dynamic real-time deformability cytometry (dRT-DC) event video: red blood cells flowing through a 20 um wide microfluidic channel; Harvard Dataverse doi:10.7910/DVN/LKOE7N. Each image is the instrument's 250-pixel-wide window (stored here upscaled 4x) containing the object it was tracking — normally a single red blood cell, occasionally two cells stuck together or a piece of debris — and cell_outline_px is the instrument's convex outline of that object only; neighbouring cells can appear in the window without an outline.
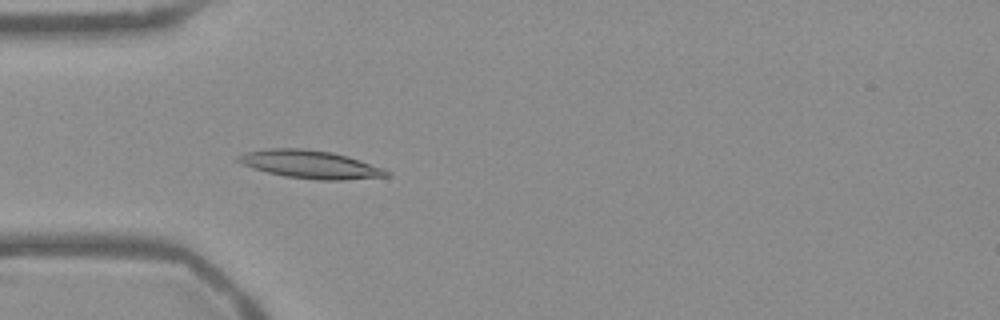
{"species": "Egyptian fruit bat (a non-hibernating species)", "species_latin": "Rousettus aegyptiacus", "temperature_condition": "warm", "stored_images_in_passage": 53, "camera_frame_rate_fps": 3000, "um_per_image_px": 0.085, "frame": {"image": 1, "passage_image": 15, "time_ms": 4.667, "image_size_px": [1000, 320], "cell_outline_px": [[392, 176], [344, 180], [316, 180], [284, 176], [252, 168], [236, 160], [236, 156], [248, 152], [268, 148], [304, 148], [332, 152], [348, 156], [384, 168], [392, 172]], "centroid_in_image_um": [26.43, 13.98], "position_along_channel_um": 58.6, "area_um2": 24.39}}
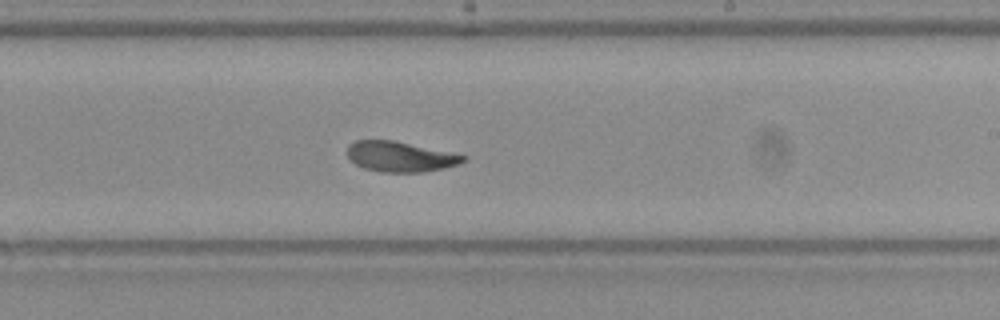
{"frame": {"image": 2, "passage_image": 31, "time_ms": 10.0, "image_size_px": [1000, 320], "cell_outline_px": [[468, 156], [460, 164], [444, 168], [424, 172], [384, 172], [364, 168], [356, 164], [348, 156], [348, 144], [356, 140], [392, 140]], "centroid_in_image_um": [34.02, 13.32], "position_along_channel_um": 255.0, "area_um2": 20.23}}
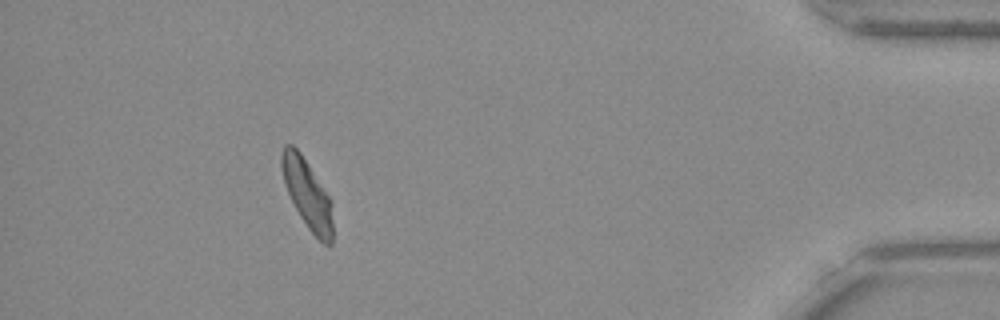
{"frame": {"image": 3, "passage_image": 48, "time_ms": 15.667, "image_size_px": [1000, 320], "cell_outline_px": [[332, 244], [324, 244], [308, 228], [300, 216], [284, 184], [280, 164], [280, 152], [284, 144], [292, 144], [300, 152], [332, 200]], "centroid_in_image_um": [26.1, 16.44], "position_along_channel_um": 409.1, "area_um2": 20.52}, "authors_computed_cell_mechanics": {"area_um2": 21.4438, "velocity_mm_per_s": 3.7351, "shape_relaxation_time_tau1_ms": 5.5103, "shape_relaxation_time_tau2_ms": 1.6399, "deformation_change_tau1": 0.1523, "deformation_change_tau2": 0.0604}}